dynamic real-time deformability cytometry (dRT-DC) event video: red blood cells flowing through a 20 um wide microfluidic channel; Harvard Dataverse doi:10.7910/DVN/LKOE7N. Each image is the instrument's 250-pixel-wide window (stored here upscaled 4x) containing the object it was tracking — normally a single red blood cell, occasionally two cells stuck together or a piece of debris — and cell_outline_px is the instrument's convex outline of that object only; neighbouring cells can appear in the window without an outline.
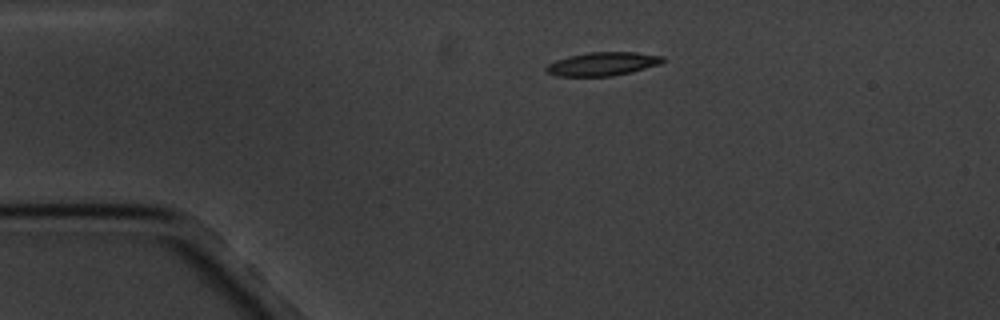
{"species": "common noctule bat (a hibernating species)", "species_latin": "Nyctalus noctula", "temperature_condition": "cold", "stored_images_in_passage": 3, "segment_of_instrument_passage": [1, 2], "camera_frame_rate_fps": 3000, "um_per_image_px": 0.085, "animal": {"sex": "male", "body_mass_g": 20.1, "forearm_length_mm": 53.5}, "frame": {"image": 1, "passage_image": 1, "time_ms": 0.0, "image_size_px": [1000, 320], "cell_outline_px": [[664, 60], [660, 64], [632, 72], [612, 76], [556, 76], [548, 72], [544, 68], [548, 64], [556, 60], [568, 56], [588, 52], [636, 52], [664, 56]], "centroid_in_image_um": [51.23, 5.43], "position_along_channel_um": 33.8, "area_um2": 16.01}}